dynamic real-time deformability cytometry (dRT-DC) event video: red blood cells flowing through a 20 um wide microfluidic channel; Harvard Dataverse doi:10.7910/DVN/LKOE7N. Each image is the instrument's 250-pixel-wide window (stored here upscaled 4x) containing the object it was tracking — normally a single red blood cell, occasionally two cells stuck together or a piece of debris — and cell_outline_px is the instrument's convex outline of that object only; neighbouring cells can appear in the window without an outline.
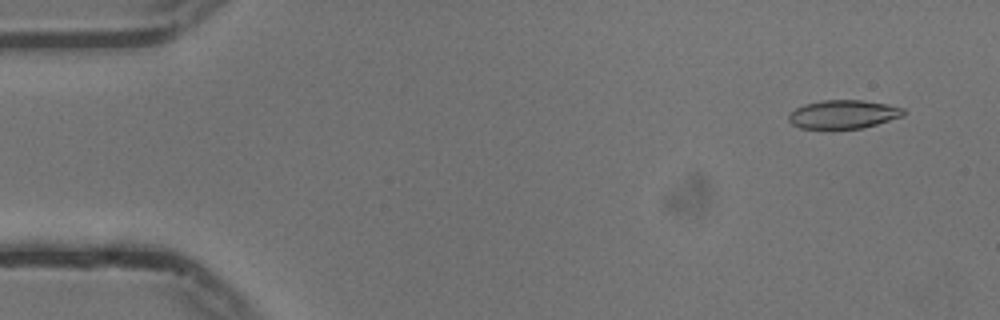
{"species": "common noctule bat (a hibernating species)", "species_latin": "Nyctalus noctula", "temperature_condition": "cold", "stored_images_in_passage": 55, "camera_frame_rate_fps": 3000, "um_per_image_px": 0.085, "animal": {"sex": "male", "body_mass_g": 13.3}, "frame": {"image": 1, "passage_image": 4, "time_ms": 1.0, "image_size_px": [1000, 320], "cell_outline_px": [[904, 116], [876, 124], [860, 128], [800, 128], [792, 124], [788, 120], [788, 112], [804, 104], [824, 100], [864, 100], [888, 104], [904, 108]], "centroid_in_image_um": [71.67, 9.7], "position_along_channel_um": 13.3, "area_um2": 19.07}}
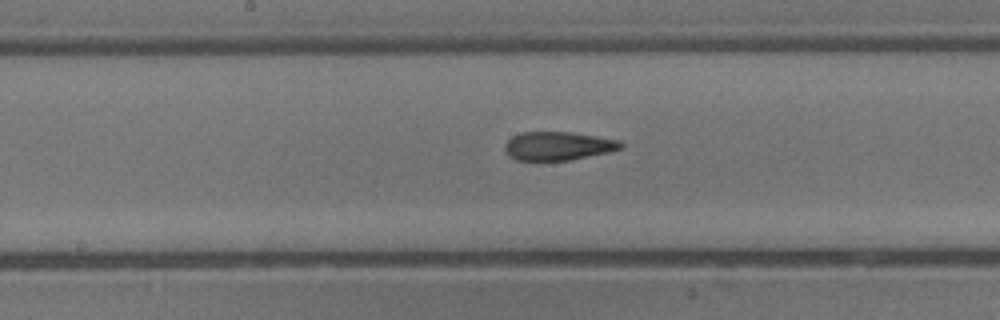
{"frame": {"image": 2, "passage_image": 28, "time_ms": 9.0, "image_size_px": [1000, 320], "cell_outline_px": [[624, 148], [608, 152], [568, 160], [516, 160], [508, 156], [504, 152], [504, 144], [512, 136], [520, 132], [572, 132], [620, 140], [624, 144]], "centroid_in_image_um": [47.41, 12.4], "position_along_channel_um": 200.8, "area_um2": 19.42}}
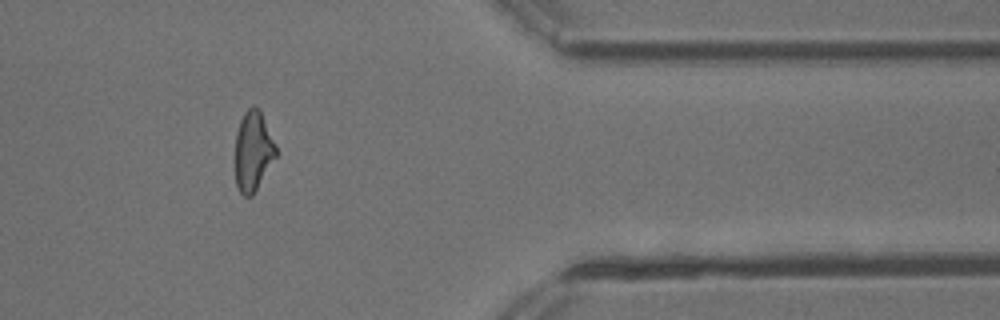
{"frame": {"image": 3, "passage_image": 45, "time_ms": 14.667, "image_size_px": [1000, 320], "cell_outline_px": [[276, 156], [252, 196], [244, 196], [236, 188], [236, 132], [240, 120], [244, 112], [252, 104], [260, 108], [276, 144]], "centroid_in_image_um": [21.51, 12.8], "position_along_channel_um": 389.9, "area_um2": 19.02}, "authors_computed_cell_mechanics": {"area_um2": 19.8254, "velocity_mm_per_s": 3.7456, "shape_relaxation_time_tau1_ms": 7.4569, "shape_relaxation_time_tau2_ms": 2.1426, "deformation_change_tau1": 0.2203, "deformation_change_tau2": 0.1021}}